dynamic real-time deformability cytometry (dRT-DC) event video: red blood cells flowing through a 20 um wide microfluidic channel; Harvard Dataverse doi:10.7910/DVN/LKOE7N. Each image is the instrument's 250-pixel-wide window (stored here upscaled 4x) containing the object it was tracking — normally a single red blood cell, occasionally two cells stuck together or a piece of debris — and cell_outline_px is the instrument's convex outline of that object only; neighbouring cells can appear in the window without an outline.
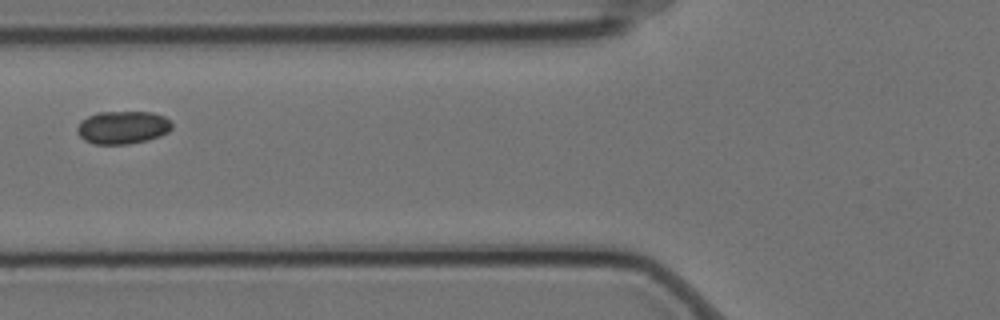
{"species": "Egyptian fruit bat (a non-hibernating species)", "species_latin": "Rousettus aegyptiacus", "temperature_condition": "cold", "stored_images_in_passage": 2, "camera_frame_rate_fps": 3000, "um_per_image_px": 0.085, "animal": {"sex": "female"}, "frame": {"image": 1, "passage_image": 2, "time_ms": 0.333, "image_size_px": [1000, 320], "cell_outline_px": [[172, 128], [168, 132], [160, 136], [148, 140], [128, 144], [92, 144], [84, 140], [76, 132], [76, 128], [80, 120], [96, 112], [152, 112], [164, 116], [172, 120]], "centroid_in_image_um": [10.42, 10.83], "position_along_channel_um": 115.4, "area_um2": 18.5}}